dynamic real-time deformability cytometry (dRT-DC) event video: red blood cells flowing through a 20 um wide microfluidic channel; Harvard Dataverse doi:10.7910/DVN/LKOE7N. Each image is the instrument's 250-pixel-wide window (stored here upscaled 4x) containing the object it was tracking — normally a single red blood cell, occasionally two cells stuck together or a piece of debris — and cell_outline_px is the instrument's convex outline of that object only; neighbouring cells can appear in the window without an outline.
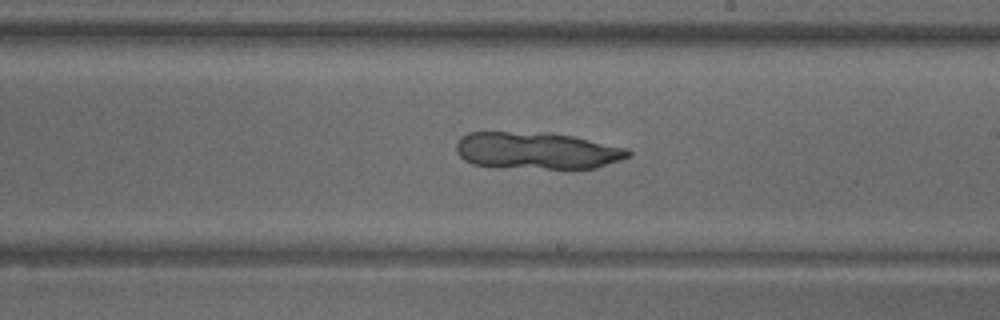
{"species": "common noctule bat (a hibernating species)", "species_latin": "Nyctalus noctula", "temperature_condition": "warm", "stored_images_in_passage": 45, "camera_frame_rate_fps": 3000, "um_per_image_px": 0.085, "animal": {"sex": "male", "body_mass_g": 18.8}, "frame": {"image": 1, "passage_image": 42, "time_ms": 13.667, "image_size_px": [1000, 320], "cell_outline_px": [[632, 156], [596, 168], [548, 168], [472, 164], [464, 160], [456, 152], [456, 144], [460, 136], [468, 132], [540, 132], [572, 136], [628, 148], [632, 152]], "centroid_in_image_um": [45.65, 12.78], "position_along_channel_um": 243.4, "area_um2": 36.7}}